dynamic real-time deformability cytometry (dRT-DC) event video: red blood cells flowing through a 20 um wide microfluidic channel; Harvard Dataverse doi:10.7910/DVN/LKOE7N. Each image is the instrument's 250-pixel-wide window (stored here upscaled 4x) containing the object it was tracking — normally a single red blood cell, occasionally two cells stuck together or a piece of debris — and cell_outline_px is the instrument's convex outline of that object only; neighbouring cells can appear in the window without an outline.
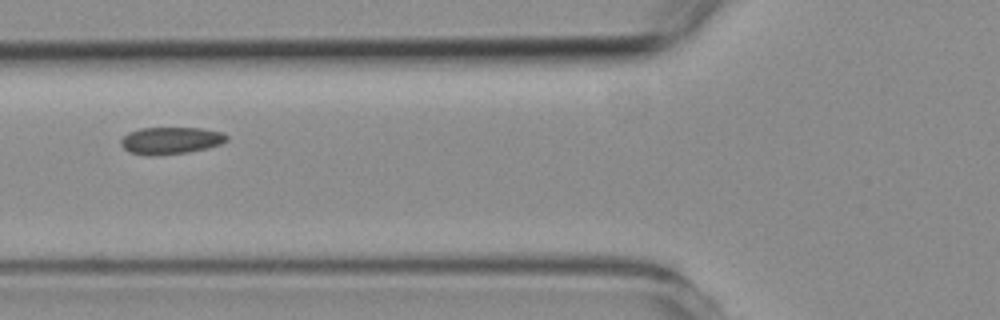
{"species": "common noctule bat (a hibernating species)", "species_latin": "Nyctalus noctula", "temperature_condition": "room temperature", "stored_images_in_passage": 5, "camera_frame_rate_fps": 3000, "um_per_image_px": 0.085, "animal": {"sex": "female", "body_mass_g": 19.3, "forearm_length_mm": 54.1}, "frame": {"image": 1, "passage_image": 5, "time_ms": 4.333, "image_size_px": [1000, 320], "cell_outline_px": [[228, 140], [220, 144], [188, 152], [152, 156], [132, 152], [124, 148], [120, 144], [120, 140], [128, 132], [140, 128], [200, 128], [224, 132], [228, 136]], "centroid_in_image_um": [14.52, 11.93], "position_along_channel_um": 111.3, "area_um2": 16.59}}